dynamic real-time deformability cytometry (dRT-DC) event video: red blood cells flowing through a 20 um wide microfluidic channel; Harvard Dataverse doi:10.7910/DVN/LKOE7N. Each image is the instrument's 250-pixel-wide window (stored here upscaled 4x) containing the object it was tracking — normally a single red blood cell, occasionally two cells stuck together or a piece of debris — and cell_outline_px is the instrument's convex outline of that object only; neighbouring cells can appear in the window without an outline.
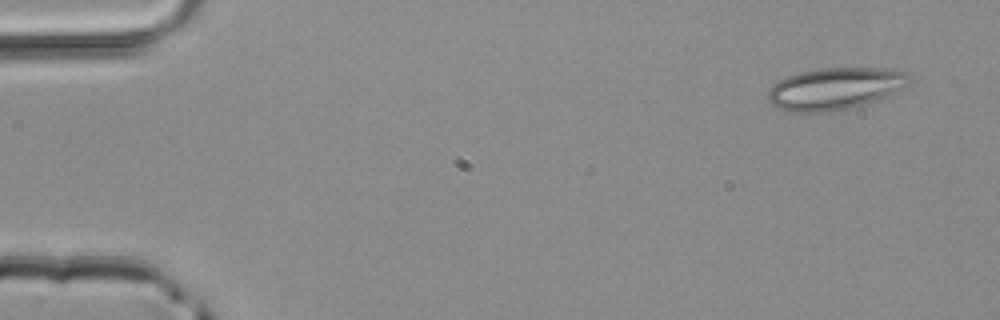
{"species": "common noctule bat (a hibernating species)", "species_latin": "Nyctalus noctula", "temperature_condition": "room temperature", "stored_images_in_passage": 3, "camera_frame_rate_fps": 3000, "um_per_image_px": 0.085, "animal": {"sex": "male", "body_mass_g": 20.4}, "frame": {"image": 1, "passage_image": 1, "time_ms": 0.0, "image_size_px": [1000, 320], "cell_outline_px": [[912, 84], [904, 88], [876, 100], [848, 108], [832, 112], [788, 112], [772, 104], [768, 100], [768, 88], [772, 84], [788, 76], [800, 72], [820, 68], [876, 68], [904, 72], [912, 76]], "centroid_in_image_um": [70.98, 7.53], "position_along_channel_um": 14.0, "area_um2": 34.56}}